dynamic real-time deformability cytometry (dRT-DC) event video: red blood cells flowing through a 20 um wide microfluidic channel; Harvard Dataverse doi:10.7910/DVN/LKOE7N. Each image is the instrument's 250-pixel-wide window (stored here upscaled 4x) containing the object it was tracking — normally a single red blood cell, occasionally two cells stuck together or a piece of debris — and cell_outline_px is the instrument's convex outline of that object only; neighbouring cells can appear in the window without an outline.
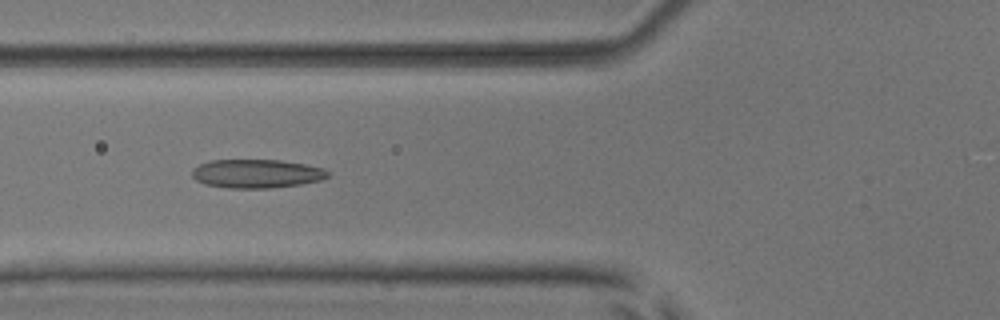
{"species": "common noctule bat (a hibernating species)", "species_latin": "Nyctalus noctula", "temperature_condition": "room temperature", "stored_images_in_passage": 53, "camera_frame_rate_fps": 3000, "um_per_image_px": 0.085, "animal": {"sex": "male", "body_mass_g": 17.9, "forearm_length_mm": 54.2}, "frame": {"image": 1, "passage_image": 21, "time_ms": 6.667, "image_size_px": [1000, 320], "cell_outline_px": [[328, 176], [320, 180], [300, 184], [272, 188], [228, 188], [204, 184], [196, 180], [192, 176], [192, 168], [200, 164], [212, 160], [280, 160], [304, 164], [324, 168], [328, 172]], "centroid_in_image_um": [21.78, 14.76], "position_along_channel_um": 104.0, "area_um2": 22.66}}
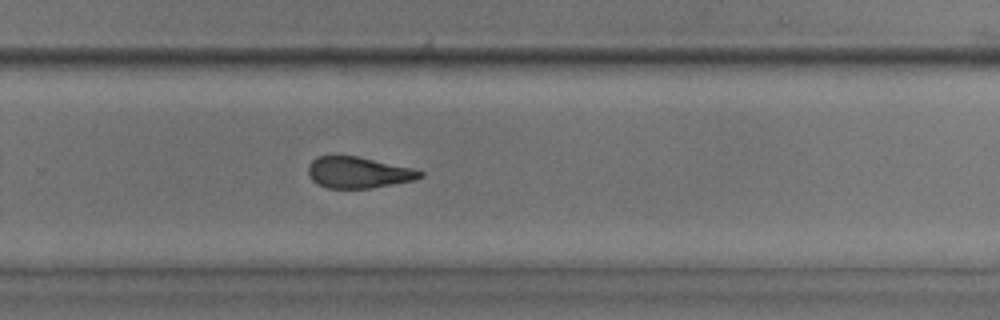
{"frame": {"image": 2, "passage_image": 36, "time_ms": 11.667, "image_size_px": [1000, 320], "cell_outline_px": [[424, 176], [416, 180], [372, 188], [328, 188], [316, 184], [312, 180], [308, 172], [308, 164], [316, 156], [332, 152], [356, 156], [412, 168], [424, 172]], "centroid_in_image_um": [30.4, 14.63], "position_along_channel_um": 299.4, "area_um2": 20.98}}
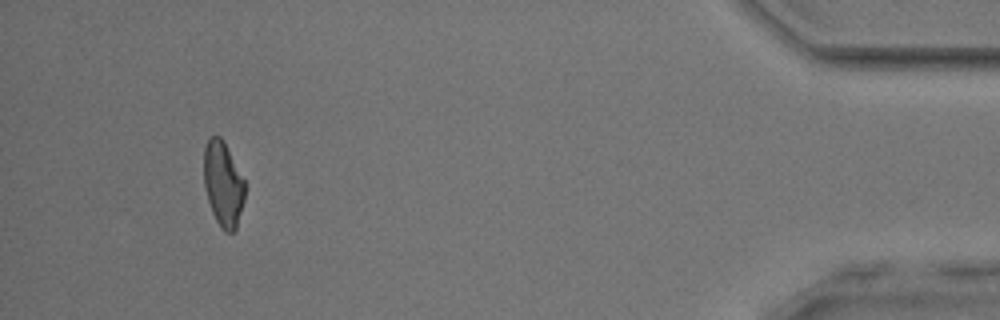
{"frame": {"image": 3, "passage_image": 50, "time_ms": 16.333, "image_size_px": [1000, 320], "cell_outline_px": [[244, 200], [236, 228], [232, 232], [224, 232], [220, 228], [212, 212], [204, 188], [204, 148], [208, 136], [220, 136], [224, 140], [244, 180]], "centroid_in_image_um": [18.95, 15.62], "position_along_channel_um": 416.3, "area_um2": 20.35}, "authors_computed_cell_mechanics": {"area_um2": 21.7906, "velocity_mm_per_s": 3.9144, "shape_relaxation_time_tau1_ms": 6.5572, "shape_relaxation_time_tau2_ms": 2.1309, "deformation_change_tau1": 0.1575, "deformation_change_tau2": 0.1092}}